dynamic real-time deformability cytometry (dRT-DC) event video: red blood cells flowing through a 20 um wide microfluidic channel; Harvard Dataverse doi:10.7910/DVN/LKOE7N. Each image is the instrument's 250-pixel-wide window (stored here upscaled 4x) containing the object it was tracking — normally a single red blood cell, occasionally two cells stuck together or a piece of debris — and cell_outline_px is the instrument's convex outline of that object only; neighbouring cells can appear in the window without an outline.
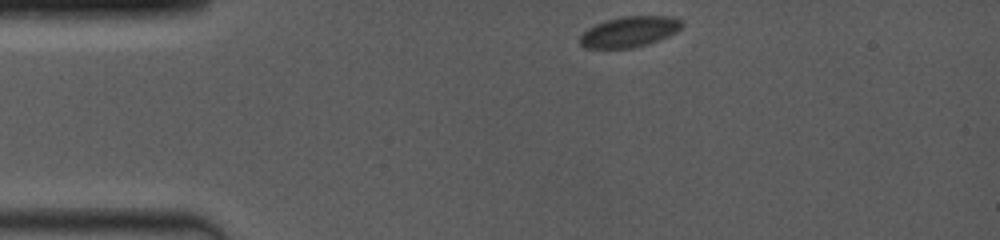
{"species": "common noctule bat (a hibernating species)", "species_latin": "Nyctalus noctula", "temperature_condition": "room temperature", "stored_images_in_passage": 91, "camera_frame_rate_fps": 4000, "um_per_image_px": 0.085, "animal": {"sex": "female", "body_mass_g": 19.0, "forearm_length_mm": 53.3}, "frame": {"image": 1, "passage_image": 1, "time_ms": 0.0, "image_size_px": [1000, 240], "cell_outline_px": [[684, 24], [676, 32], [668, 36], [648, 44], [632, 48], [584, 48], [580, 44], [580, 36], [588, 28], [596, 24], [620, 16], [672, 16], [680, 20]], "centroid_in_image_um": [53.5, 2.7], "position_along_channel_um": 31.5, "area_um2": 18.15}}
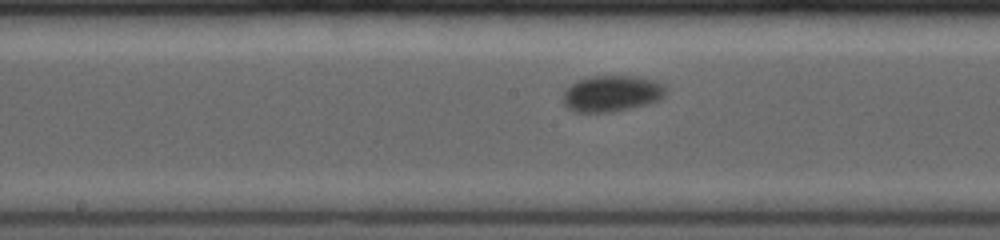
{"frame": {"image": 2, "passage_image": 38, "time_ms": 5.75, "image_size_px": [1000, 240], "cell_outline_px": [[664, 92], [660, 100], [648, 104], [632, 108], [612, 112], [572, 112], [564, 104], [564, 92], [576, 80], [588, 76], [632, 76], [652, 80], [660, 84], [664, 88]], "centroid_in_image_um": [51.95, 7.96], "position_along_channel_um": 196.3, "area_um2": 21.5}}
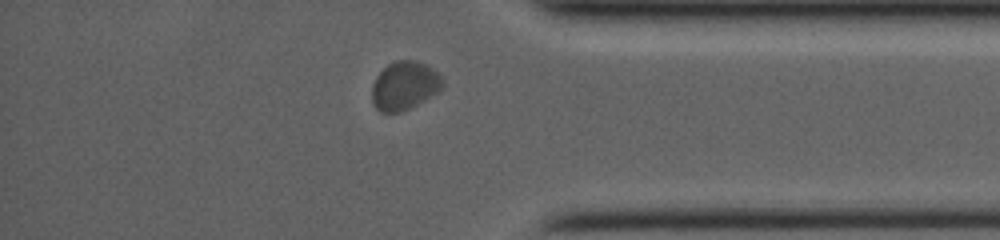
{"frame": {"image": 3, "passage_image": 82, "time_ms": 11.25, "image_size_px": [1000, 240], "cell_outline_px": [[444, 84], [436, 92], [416, 104], [400, 112], [380, 112], [372, 104], [372, 84], [376, 76], [388, 64], [396, 60], [416, 60], [428, 64], [444, 80]], "centroid_in_image_um": [34.35, 7.26], "position_along_channel_um": 400.8, "area_um2": 19.83}, "authors_computed_cell_mechanics": {"area_um2": 20.23, "velocity_mm_per_s": 3.7576, "shape_relaxation_time_tau1_ms": 3.069, "shape_relaxation_time_tau2_ms": null, "deformation_change_tau1": 0.0624, "deformation_change_tau2": null}}